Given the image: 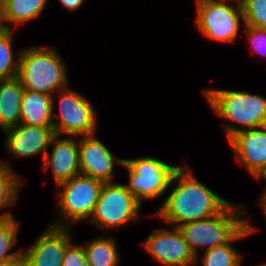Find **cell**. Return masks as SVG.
Masks as SVG:
<instances>
[{
  "label": "cell",
  "instance_id": "obj_8",
  "mask_svg": "<svg viewBox=\"0 0 266 266\" xmlns=\"http://www.w3.org/2000/svg\"><path fill=\"white\" fill-rule=\"evenodd\" d=\"M142 204L126 188L125 183H104L94 212L88 222L100 230L128 226L131 221H141Z\"/></svg>",
  "mask_w": 266,
  "mask_h": 266
},
{
  "label": "cell",
  "instance_id": "obj_5",
  "mask_svg": "<svg viewBox=\"0 0 266 266\" xmlns=\"http://www.w3.org/2000/svg\"><path fill=\"white\" fill-rule=\"evenodd\" d=\"M103 184L83 174L58 184L55 197L58 213L60 212L61 215L50 225L72 228L71 224L90 220Z\"/></svg>",
  "mask_w": 266,
  "mask_h": 266
},
{
  "label": "cell",
  "instance_id": "obj_24",
  "mask_svg": "<svg viewBox=\"0 0 266 266\" xmlns=\"http://www.w3.org/2000/svg\"><path fill=\"white\" fill-rule=\"evenodd\" d=\"M243 25L266 29V0H243Z\"/></svg>",
  "mask_w": 266,
  "mask_h": 266
},
{
  "label": "cell",
  "instance_id": "obj_14",
  "mask_svg": "<svg viewBox=\"0 0 266 266\" xmlns=\"http://www.w3.org/2000/svg\"><path fill=\"white\" fill-rule=\"evenodd\" d=\"M70 228L48 225L23 254L36 266H62L66 247L73 241Z\"/></svg>",
  "mask_w": 266,
  "mask_h": 266
},
{
  "label": "cell",
  "instance_id": "obj_3",
  "mask_svg": "<svg viewBox=\"0 0 266 266\" xmlns=\"http://www.w3.org/2000/svg\"><path fill=\"white\" fill-rule=\"evenodd\" d=\"M67 66L54 46L21 49L18 78L24 89L53 96L67 88Z\"/></svg>",
  "mask_w": 266,
  "mask_h": 266
},
{
  "label": "cell",
  "instance_id": "obj_4",
  "mask_svg": "<svg viewBox=\"0 0 266 266\" xmlns=\"http://www.w3.org/2000/svg\"><path fill=\"white\" fill-rule=\"evenodd\" d=\"M245 209L244 204L230 202L215 216L191 221L178 227L196 259L200 257L199 249L205 251L224 245L247 225Z\"/></svg>",
  "mask_w": 266,
  "mask_h": 266
},
{
  "label": "cell",
  "instance_id": "obj_12",
  "mask_svg": "<svg viewBox=\"0 0 266 266\" xmlns=\"http://www.w3.org/2000/svg\"><path fill=\"white\" fill-rule=\"evenodd\" d=\"M5 151L14 158H30L41 155L44 160L52 137L53 126L18 124L5 129Z\"/></svg>",
  "mask_w": 266,
  "mask_h": 266
},
{
  "label": "cell",
  "instance_id": "obj_35",
  "mask_svg": "<svg viewBox=\"0 0 266 266\" xmlns=\"http://www.w3.org/2000/svg\"><path fill=\"white\" fill-rule=\"evenodd\" d=\"M8 0H0V2L2 3V4H4L5 2H7Z\"/></svg>",
  "mask_w": 266,
  "mask_h": 266
},
{
  "label": "cell",
  "instance_id": "obj_20",
  "mask_svg": "<svg viewBox=\"0 0 266 266\" xmlns=\"http://www.w3.org/2000/svg\"><path fill=\"white\" fill-rule=\"evenodd\" d=\"M7 161L0 160V210L15 206L23 181ZM15 218L8 210L0 215V220Z\"/></svg>",
  "mask_w": 266,
  "mask_h": 266
},
{
  "label": "cell",
  "instance_id": "obj_27",
  "mask_svg": "<svg viewBox=\"0 0 266 266\" xmlns=\"http://www.w3.org/2000/svg\"><path fill=\"white\" fill-rule=\"evenodd\" d=\"M63 8L67 9L68 12H73L83 5L85 0H58Z\"/></svg>",
  "mask_w": 266,
  "mask_h": 266
},
{
  "label": "cell",
  "instance_id": "obj_1",
  "mask_svg": "<svg viewBox=\"0 0 266 266\" xmlns=\"http://www.w3.org/2000/svg\"><path fill=\"white\" fill-rule=\"evenodd\" d=\"M169 188L172 191L150 218H159L172 227L215 216L231 202L201 183L185 163L174 173Z\"/></svg>",
  "mask_w": 266,
  "mask_h": 266
},
{
  "label": "cell",
  "instance_id": "obj_2",
  "mask_svg": "<svg viewBox=\"0 0 266 266\" xmlns=\"http://www.w3.org/2000/svg\"><path fill=\"white\" fill-rule=\"evenodd\" d=\"M202 92L214 114L231 122L222 125L227 141L239 131L265 125L266 98L263 96L249 93L247 90L217 88H209Z\"/></svg>",
  "mask_w": 266,
  "mask_h": 266
},
{
  "label": "cell",
  "instance_id": "obj_32",
  "mask_svg": "<svg viewBox=\"0 0 266 266\" xmlns=\"http://www.w3.org/2000/svg\"><path fill=\"white\" fill-rule=\"evenodd\" d=\"M213 1H216V2H228V3H232L233 2V4H237V0H213Z\"/></svg>",
  "mask_w": 266,
  "mask_h": 266
},
{
  "label": "cell",
  "instance_id": "obj_36",
  "mask_svg": "<svg viewBox=\"0 0 266 266\" xmlns=\"http://www.w3.org/2000/svg\"><path fill=\"white\" fill-rule=\"evenodd\" d=\"M258 266H266V263H262L261 265H258Z\"/></svg>",
  "mask_w": 266,
  "mask_h": 266
},
{
  "label": "cell",
  "instance_id": "obj_9",
  "mask_svg": "<svg viewBox=\"0 0 266 266\" xmlns=\"http://www.w3.org/2000/svg\"><path fill=\"white\" fill-rule=\"evenodd\" d=\"M195 9V27L204 37L229 43L237 39L240 24L244 21L241 5L213 0H196Z\"/></svg>",
  "mask_w": 266,
  "mask_h": 266
},
{
  "label": "cell",
  "instance_id": "obj_11",
  "mask_svg": "<svg viewBox=\"0 0 266 266\" xmlns=\"http://www.w3.org/2000/svg\"><path fill=\"white\" fill-rule=\"evenodd\" d=\"M228 143L236 162L259 181L266 173V128L262 126L239 131Z\"/></svg>",
  "mask_w": 266,
  "mask_h": 266
},
{
  "label": "cell",
  "instance_id": "obj_15",
  "mask_svg": "<svg viewBox=\"0 0 266 266\" xmlns=\"http://www.w3.org/2000/svg\"><path fill=\"white\" fill-rule=\"evenodd\" d=\"M51 152L43 160V170L51 169L55 185L81 174L78 141L68 136L54 135L50 141Z\"/></svg>",
  "mask_w": 266,
  "mask_h": 266
},
{
  "label": "cell",
  "instance_id": "obj_18",
  "mask_svg": "<svg viewBox=\"0 0 266 266\" xmlns=\"http://www.w3.org/2000/svg\"><path fill=\"white\" fill-rule=\"evenodd\" d=\"M256 230L258 229L250 223L247 217V225L230 242L205 250L202 259H196V264L201 262L202 266H241L242 254L232 243L254 234Z\"/></svg>",
  "mask_w": 266,
  "mask_h": 266
},
{
  "label": "cell",
  "instance_id": "obj_22",
  "mask_svg": "<svg viewBox=\"0 0 266 266\" xmlns=\"http://www.w3.org/2000/svg\"><path fill=\"white\" fill-rule=\"evenodd\" d=\"M13 31L14 29H6L0 32V80L18 76L21 49L15 54L12 43Z\"/></svg>",
  "mask_w": 266,
  "mask_h": 266
},
{
  "label": "cell",
  "instance_id": "obj_33",
  "mask_svg": "<svg viewBox=\"0 0 266 266\" xmlns=\"http://www.w3.org/2000/svg\"><path fill=\"white\" fill-rule=\"evenodd\" d=\"M261 179L264 180V181H266V173L260 178L259 181H261ZM264 192H266V188H265V191Z\"/></svg>",
  "mask_w": 266,
  "mask_h": 266
},
{
  "label": "cell",
  "instance_id": "obj_7",
  "mask_svg": "<svg viewBox=\"0 0 266 266\" xmlns=\"http://www.w3.org/2000/svg\"><path fill=\"white\" fill-rule=\"evenodd\" d=\"M123 166L129 179L125 186L141 204L166 193L174 173L180 167L151 156L124 159Z\"/></svg>",
  "mask_w": 266,
  "mask_h": 266
},
{
  "label": "cell",
  "instance_id": "obj_10",
  "mask_svg": "<svg viewBox=\"0 0 266 266\" xmlns=\"http://www.w3.org/2000/svg\"><path fill=\"white\" fill-rule=\"evenodd\" d=\"M152 259L162 266H190L196 263V256L191 251L178 227L158 228L142 243Z\"/></svg>",
  "mask_w": 266,
  "mask_h": 266
},
{
  "label": "cell",
  "instance_id": "obj_13",
  "mask_svg": "<svg viewBox=\"0 0 266 266\" xmlns=\"http://www.w3.org/2000/svg\"><path fill=\"white\" fill-rule=\"evenodd\" d=\"M95 135L81 136L78 141L81 174L103 183L114 182L115 163L123 166L124 159L115 157Z\"/></svg>",
  "mask_w": 266,
  "mask_h": 266
},
{
  "label": "cell",
  "instance_id": "obj_19",
  "mask_svg": "<svg viewBox=\"0 0 266 266\" xmlns=\"http://www.w3.org/2000/svg\"><path fill=\"white\" fill-rule=\"evenodd\" d=\"M115 237L98 236L83 244L89 266H118L121 254Z\"/></svg>",
  "mask_w": 266,
  "mask_h": 266
},
{
  "label": "cell",
  "instance_id": "obj_17",
  "mask_svg": "<svg viewBox=\"0 0 266 266\" xmlns=\"http://www.w3.org/2000/svg\"><path fill=\"white\" fill-rule=\"evenodd\" d=\"M20 109L21 124L53 126L52 96L25 89Z\"/></svg>",
  "mask_w": 266,
  "mask_h": 266
},
{
  "label": "cell",
  "instance_id": "obj_28",
  "mask_svg": "<svg viewBox=\"0 0 266 266\" xmlns=\"http://www.w3.org/2000/svg\"><path fill=\"white\" fill-rule=\"evenodd\" d=\"M0 266H23V252L19 256L0 262Z\"/></svg>",
  "mask_w": 266,
  "mask_h": 266
},
{
  "label": "cell",
  "instance_id": "obj_29",
  "mask_svg": "<svg viewBox=\"0 0 266 266\" xmlns=\"http://www.w3.org/2000/svg\"><path fill=\"white\" fill-rule=\"evenodd\" d=\"M260 198H259V205L261 206V210L264 213V217L266 219V192H263L262 194H260Z\"/></svg>",
  "mask_w": 266,
  "mask_h": 266
},
{
  "label": "cell",
  "instance_id": "obj_34",
  "mask_svg": "<svg viewBox=\"0 0 266 266\" xmlns=\"http://www.w3.org/2000/svg\"><path fill=\"white\" fill-rule=\"evenodd\" d=\"M242 1H243V0H237V4H238V5H241Z\"/></svg>",
  "mask_w": 266,
  "mask_h": 266
},
{
  "label": "cell",
  "instance_id": "obj_23",
  "mask_svg": "<svg viewBox=\"0 0 266 266\" xmlns=\"http://www.w3.org/2000/svg\"><path fill=\"white\" fill-rule=\"evenodd\" d=\"M19 227L16 218L0 220V262L19 256L22 253L23 249L11 251L18 242Z\"/></svg>",
  "mask_w": 266,
  "mask_h": 266
},
{
  "label": "cell",
  "instance_id": "obj_30",
  "mask_svg": "<svg viewBox=\"0 0 266 266\" xmlns=\"http://www.w3.org/2000/svg\"><path fill=\"white\" fill-rule=\"evenodd\" d=\"M7 29V26L4 21V10L3 4L0 2V32Z\"/></svg>",
  "mask_w": 266,
  "mask_h": 266
},
{
  "label": "cell",
  "instance_id": "obj_26",
  "mask_svg": "<svg viewBox=\"0 0 266 266\" xmlns=\"http://www.w3.org/2000/svg\"><path fill=\"white\" fill-rule=\"evenodd\" d=\"M62 266H89L83 244H74L72 241L66 247Z\"/></svg>",
  "mask_w": 266,
  "mask_h": 266
},
{
  "label": "cell",
  "instance_id": "obj_31",
  "mask_svg": "<svg viewBox=\"0 0 266 266\" xmlns=\"http://www.w3.org/2000/svg\"><path fill=\"white\" fill-rule=\"evenodd\" d=\"M23 266H36L23 254Z\"/></svg>",
  "mask_w": 266,
  "mask_h": 266
},
{
  "label": "cell",
  "instance_id": "obj_16",
  "mask_svg": "<svg viewBox=\"0 0 266 266\" xmlns=\"http://www.w3.org/2000/svg\"><path fill=\"white\" fill-rule=\"evenodd\" d=\"M24 90L18 77L0 80V130L20 124Z\"/></svg>",
  "mask_w": 266,
  "mask_h": 266
},
{
  "label": "cell",
  "instance_id": "obj_25",
  "mask_svg": "<svg viewBox=\"0 0 266 266\" xmlns=\"http://www.w3.org/2000/svg\"><path fill=\"white\" fill-rule=\"evenodd\" d=\"M244 29L246 30V36L248 44H250V48L253 51L252 54H260L264 57L266 56V29L264 28H256L253 26L244 25Z\"/></svg>",
  "mask_w": 266,
  "mask_h": 266
},
{
  "label": "cell",
  "instance_id": "obj_6",
  "mask_svg": "<svg viewBox=\"0 0 266 266\" xmlns=\"http://www.w3.org/2000/svg\"><path fill=\"white\" fill-rule=\"evenodd\" d=\"M58 112L56 98L52 96V121L56 135L90 136L96 134L97 113L90 100L69 87L58 91Z\"/></svg>",
  "mask_w": 266,
  "mask_h": 266
},
{
  "label": "cell",
  "instance_id": "obj_21",
  "mask_svg": "<svg viewBox=\"0 0 266 266\" xmlns=\"http://www.w3.org/2000/svg\"><path fill=\"white\" fill-rule=\"evenodd\" d=\"M48 0H8L3 4L4 21L7 29L35 20L40 17L47 5Z\"/></svg>",
  "mask_w": 266,
  "mask_h": 266
}]
</instances>
